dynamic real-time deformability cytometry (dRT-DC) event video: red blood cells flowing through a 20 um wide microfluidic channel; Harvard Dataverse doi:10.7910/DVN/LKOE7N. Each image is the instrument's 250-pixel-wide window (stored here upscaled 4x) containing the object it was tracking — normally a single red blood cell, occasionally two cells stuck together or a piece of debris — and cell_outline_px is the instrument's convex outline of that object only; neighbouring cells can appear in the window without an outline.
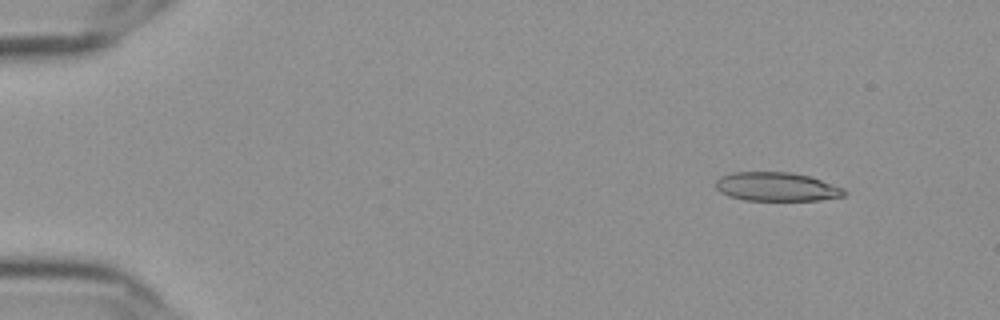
{"species": "Egyptian fruit bat (a non-hibernating species)", "species_latin": "Rousettus aegyptiacus", "temperature_condition": "cold", "stored_images_in_passage": 52, "camera_frame_rate_fps": 3000, "um_per_image_px": 0.085, "frame": {"image": 1, "passage_image": 2, "time_ms": 0.333, "image_size_px": [1000, 320], "cell_outline_px": [[848, 192], [844, 196], [820, 200], [744, 200], [728, 196], [720, 192], [716, 188], [716, 180], [720, 176], [732, 172], [788, 172], [808, 176], [844, 188]], "centroid_in_image_um": [65.99, 15.88], "position_along_channel_um": 19.0, "area_um2": 21.56}}
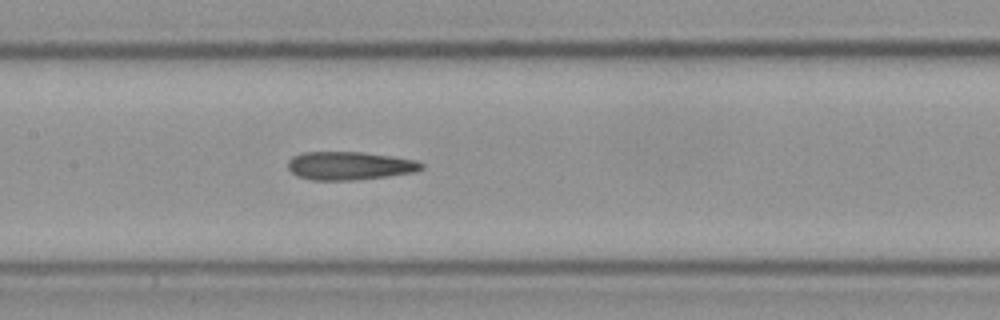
{"frame": {"image": 2, "passage_image": 24, "time_ms": 7.667, "image_size_px": [1000, 320], "cell_outline_px": [[424, 168], [416, 172], [356, 180], [312, 180], [296, 176], [288, 168], [288, 160], [292, 156], [304, 152], [360, 152], [392, 156], [416, 160], [424, 164]], "centroid_in_image_um": [29.71, 14.09], "position_along_channel_um": 177.7, "area_um2": 22.08}}
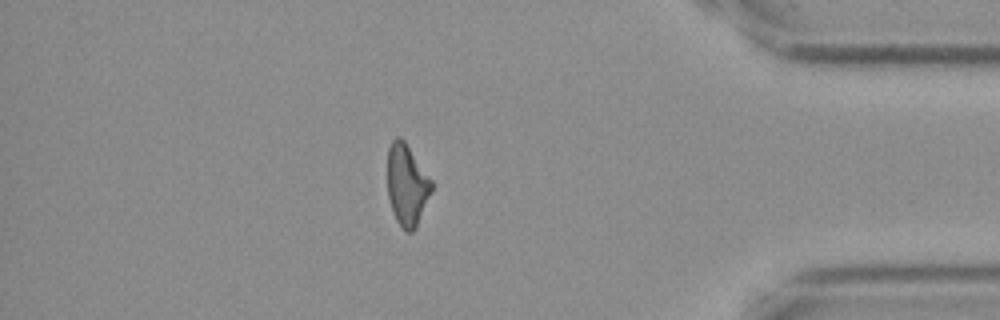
{"frame": {"image": 3, "passage_image": 45, "time_ms": 14.667, "image_size_px": [1000, 320], "cell_outline_px": [[432, 192], [416, 228], [412, 232], [404, 232], [396, 220], [392, 212], [388, 196], [388, 148], [392, 140], [396, 136], [400, 136], [404, 140], [432, 180]], "centroid_in_image_um": [34.59, 15.74], "position_along_channel_um": 400.6, "area_um2": 21.1}, "authors_computed_cell_mechanics": {"area_um2": 21.7906, "velocity_mm_per_s": 3.6445, "shape_relaxation_time_tau1_ms": null, "shape_relaxation_time_tau2_ms": 3.8006, "deformation_change_tau1": null, "deformation_change_tau2": 0.1628}}